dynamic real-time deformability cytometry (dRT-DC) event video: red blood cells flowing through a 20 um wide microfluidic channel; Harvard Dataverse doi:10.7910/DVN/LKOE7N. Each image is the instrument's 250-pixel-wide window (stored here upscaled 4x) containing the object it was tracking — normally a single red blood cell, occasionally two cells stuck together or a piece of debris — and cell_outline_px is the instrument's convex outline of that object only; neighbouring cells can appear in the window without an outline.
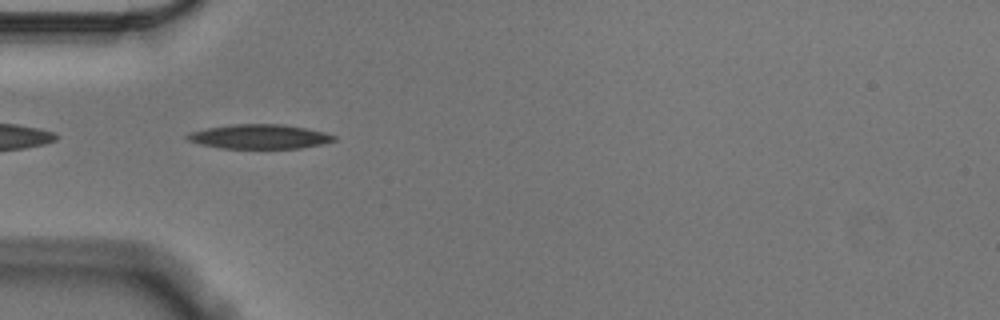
{"species": "Egyptian fruit bat (a non-hibernating species)", "species_latin": "Rousettus aegyptiacus", "temperature_condition": "cold", "stored_images_in_passage": 41, "camera_frame_rate_fps": 3000, "um_per_image_px": 0.085, "animal": {"sex": "male"}, "frame": {"image": 1, "passage_image": 2, "time_ms": 0.333, "image_size_px": [1000, 320], "cell_outline_px": [[336, 140], [320, 144], [300, 148], [220, 148], [200, 144], [188, 140], [184, 136], [192, 132], [208, 128], [232, 124], [284, 124], [324, 132], [336, 136]], "centroid_in_image_um": [22.05, 11.61], "position_along_channel_um": 62.9, "area_um2": 20.63}}
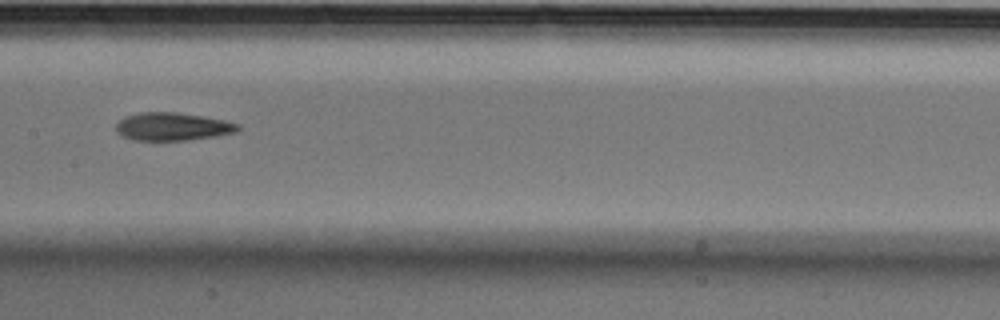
{"frame": {"image": 2, "passage_image": 13, "time_ms": 4.0, "image_size_px": [1000, 320], "cell_outline_px": [[240, 128], [236, 132], [216, 136], [188, 140], [132, 140], [124, 136], [116, 128], [116, 124], [124, 116], [140, 112], [176, 112], [224, 120], [240, 124]], "centroid_in_image_um": [14.68, 10.75], "position_along_channel_um": 192.7, "area_um2": 19.71}}
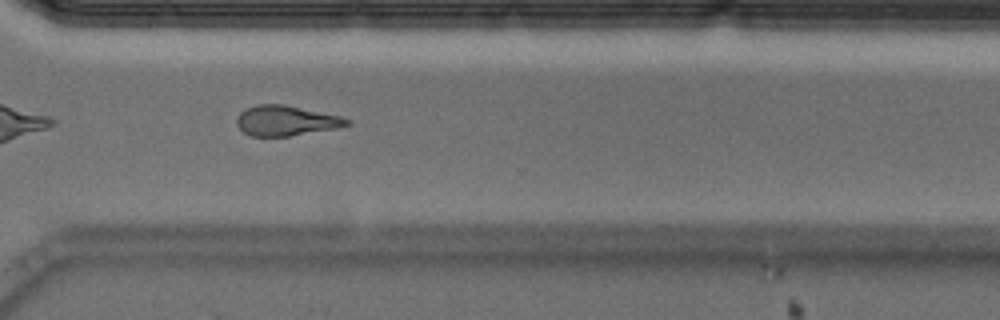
{"frame": {"image": 3, "passage_image": 26, "time_ms": 8.333, "image_size_px": [1000, 320], "cell_outline_px": [[352, 124], [336, 128], [288, 136], [252, 136], [244, 132], [236, 124], [236, 116], [240, 112], [248, 108], [260, 104], [284, 104], [340, 116], [352, 120]], "centroid_in_image_um": [24.32, 10.25], "position_along_channel_um": 346.3, "area_um2": 19.25}, "authors_computed_cell_mechanics": {"area_um2": 19.652, "velocity_mm_per_s": 3.5549, "shape_relaxation_time_tau1_ms": 4.9424, "shape_relaxation_time_tau2_ms": 7.5141, "deformation_change_tau1": 0.1581, "deformation_change_tau2": 0.1852}}